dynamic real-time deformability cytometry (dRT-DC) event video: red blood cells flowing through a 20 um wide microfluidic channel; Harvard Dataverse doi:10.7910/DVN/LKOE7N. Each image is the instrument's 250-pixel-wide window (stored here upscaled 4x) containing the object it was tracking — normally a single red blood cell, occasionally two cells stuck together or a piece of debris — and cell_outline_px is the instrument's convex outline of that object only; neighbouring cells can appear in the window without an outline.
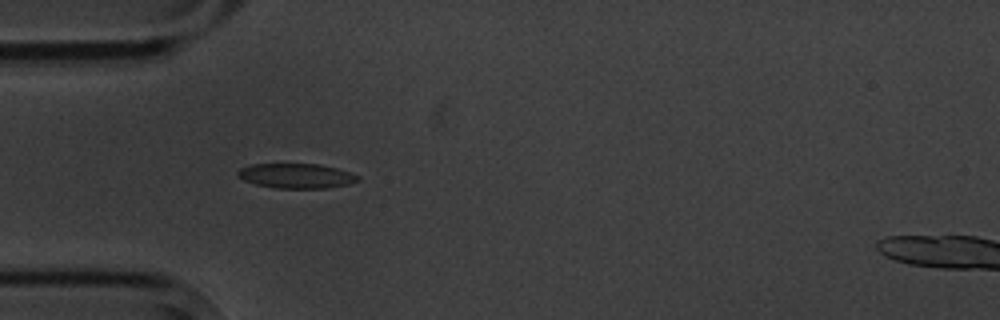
{"species": "common noctule bat (a hibernating species)", "species_latin": "Nyctalus noctula", "temperature_condition": "cold", "stored_images_in_passage": 7, "camera_frame_rate_fps": 3000, "um_per_image_px": 0.085, "animal": {"sex": "male", "body_mass_g": 20.1, "forearm_length_mm": 53.5}, "frame": {"image": 1, "passage_image": 5, "time_ms": 4.667, "image_size_px": [1000, 320], "cell_outline_px": [[360, 180], [348, 184], [324, 188], [276, 188], [256, 184], [244, 180], [236, 176], [236, 172], [240, 168], [252, 164], [320, 164], [336, 168], [360, 176]], "centroid_in_image_um": [25.16, 14.94], "position_along_channel_um": 59.8, "area_um2": 17.28}}
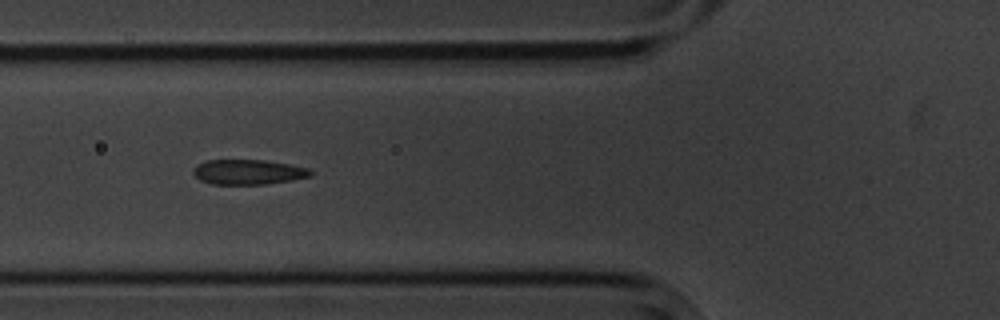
{"frame": {"image": 2, "passage_image": 6, "time_ms": 6.0, "image_size_px": [1000, 320], "cell_outline_px": [[312, 176], [292, 180], [264, 184], [212, 184], [200, 180], [192, 172], [196, 164], [208, 160], [264, 160], [288, 164], [308, 168], [312, 172]], "centroid_in_image_um": [21.08, 14.62], "position_along_channel_um": 104.7, "area_um2": 16.99}}
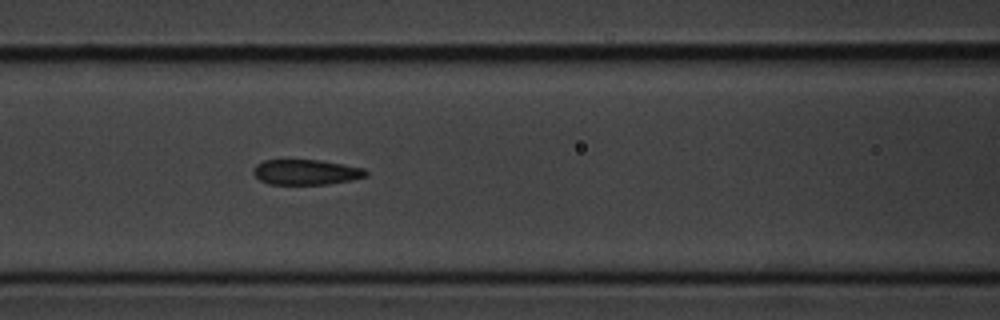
{"frame": {"image": 3, "passage_image": 7, "time_ms": 7.0, "image_size_px": [1000, 320], "cell_outline_px": [[368, 176], [352, 180], [328, 184], [268, 184], [260, 180], [252, 172], [252, 168], [256, 164], [264, 160], [320, 160], [344, 164], [364, 168], [368, 172]], "centroid_in_image_um": [26.02, 14.63], "position_along_channel_um": 140.6, "area_um2": 16.7}}